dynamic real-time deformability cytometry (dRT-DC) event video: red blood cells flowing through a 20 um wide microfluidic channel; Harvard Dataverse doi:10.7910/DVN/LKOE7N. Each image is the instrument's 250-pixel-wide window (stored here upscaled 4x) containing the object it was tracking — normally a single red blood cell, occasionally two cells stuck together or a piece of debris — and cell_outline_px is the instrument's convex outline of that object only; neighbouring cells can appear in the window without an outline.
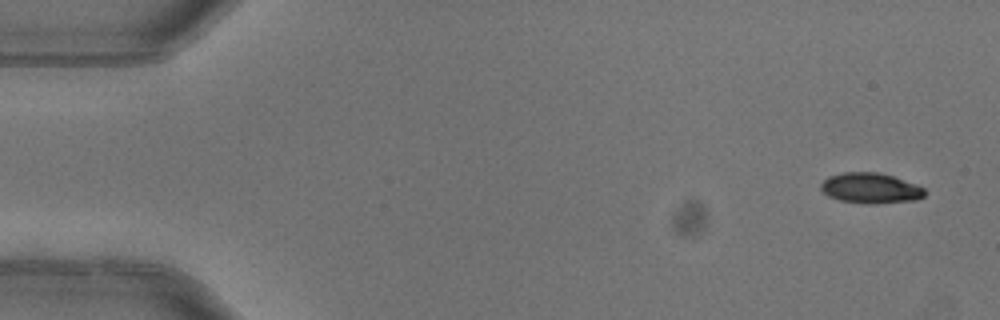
{"species": "common noctule bat (a hibernating species)", "species_latin": "Nyctalus noctula", "temperature_condition": "warm", "stored_images_in_passage": 7, "camera_frame_rate_fps": 3000, "um_per_image_px": 0.085, "animal": {"sex": "female"}, "frame": {"image": 1, "passage_image": 1, "time_ms": 0.0, "image_size_px": [1000, 320], "cell_outline_px": [[924, 196], [916, 200], [876, 204], [868, 204], [840, 200], [828, 196], [820, 188], [820, 184], [828, 176], [844, 172], [876, 172], [892, 176], [924, 188]], "centroid_in_image_um": [73.96, 16.0], "position_along_channel_um": 11.0, "area_um2": 18.26}}
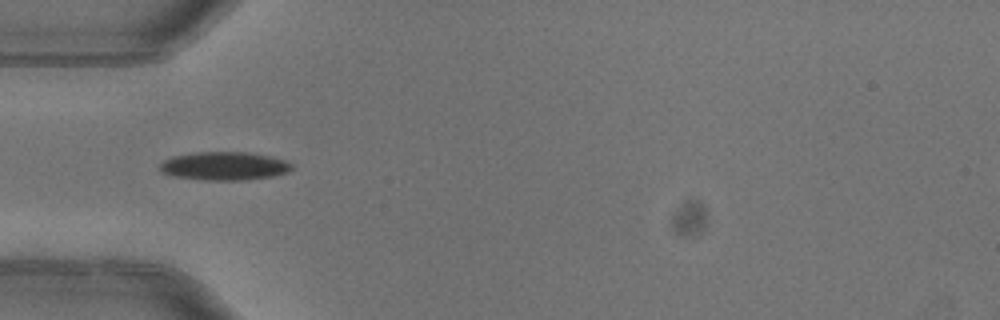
{"frame": {"image": 2, "passage_image": 5, "time_ms": 1.333, "image_size_px": [1000, 320], "cell_outline_px": [[292, 168], [288, 172], [272, 176], [240, 180], [208, 180], [176, 176], [160, 172], [160, 164], [164, 160], [172, 156], [196, 152], [248, 152], [268, 156], [284, 160], [292, 164]], "centroid_in_image_um": [19.05, 14.1], "position_along_channel_um": 66.0, "area_um2": 21.56}}